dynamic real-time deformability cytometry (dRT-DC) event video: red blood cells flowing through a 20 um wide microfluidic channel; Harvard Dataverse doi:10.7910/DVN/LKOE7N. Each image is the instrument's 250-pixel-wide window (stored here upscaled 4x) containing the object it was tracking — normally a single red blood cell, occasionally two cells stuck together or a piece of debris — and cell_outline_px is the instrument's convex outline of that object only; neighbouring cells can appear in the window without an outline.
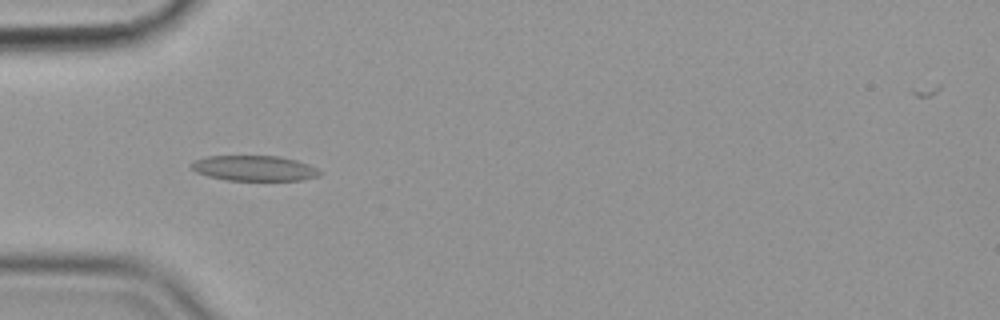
{"species": "common noctule bat (a hibernating species)", "species_latin": "Nyctalus noctula", "temperature_condition": "cold", "stored_images_in_passage": 43, "camera_frame_rate_fps": 3000, "um_per_image_px": 0.085, "animal": {"sex": "female", "body_mass_g": 19.9}, "frame": {"image": 1, "passage_image": 8, "time_ms": 2.333, "image_size_px": [1000, 320], "cell_outline_px": [[324, 172], [320, 176], [300, 180], [228, 180], [208, 176], [196, 172], [188, 164], [196, 160], [208, 156], [280, 156], [296, 160], [308, 164]], "centroid_in_image_um": [21.64, 14.3], "position_along_channel_um": 63.4, "area_um2": 18.96}}
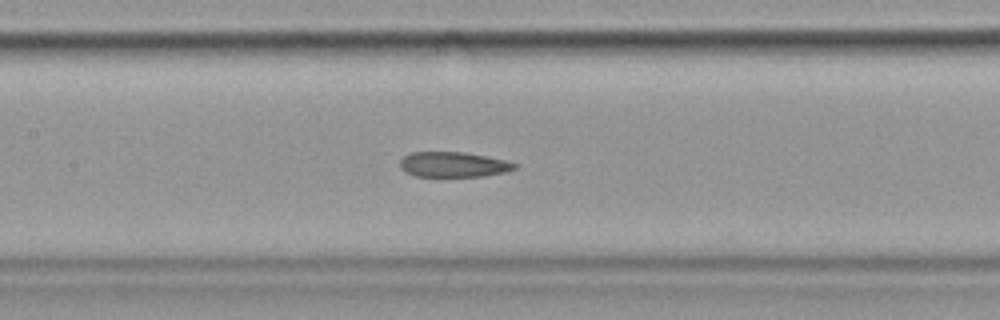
{"frame": {"image": 2, "passage_image": 17, "time_ms": 5.333, "image_size_px": [1000, 320], "cell_outline_px": [[520, 164], [516, 168], [504, 172], [484, 176], [416, 176], [400, 168], [400, 160], [404, 156], [412, 152], [464, 152], [504, 160]], "centroid_in_image_um": [38.55, 13.98], "position_along_channel_um": 168.9, "area_um2": 16.65}}
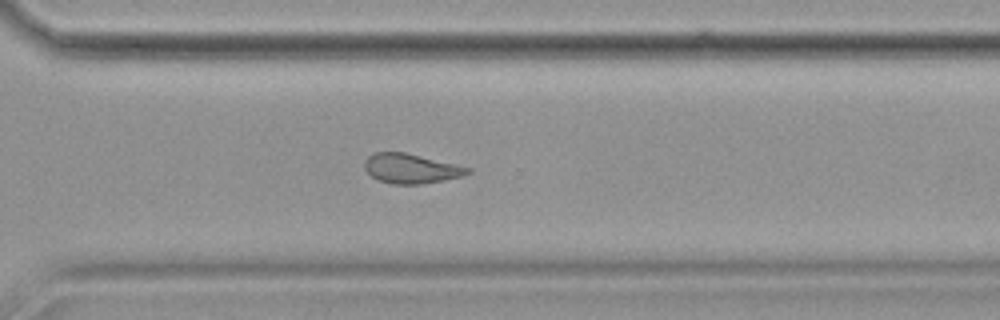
{"frame": {"image": 3, "passage_image": 31, "time_ms": 10.0, "image_size_px": [1000, 320], "cell_outline_px": [[472, 172], [464, 176], [444, 180], [420, 184], [392, 184], [376, 180], [364, 168], [364, 160], [372, 152], [404, 152], [472, 168]], "centroid_in_image_um": [34.92, 14.33], "position_along_channel_um": 335.7, "area_um2": 17.92}, "authors_computed_cell_mechanics": {"area_um2": 18.2648, "velocity_mm_per_s": 3.5882, "shape_relaxation_time_tau1_ms": null, "shape_relaxation_time_tau2_ms": 3.2907, "deformation_change_tau1": null, "deformation_change_tau2": 0.106}}